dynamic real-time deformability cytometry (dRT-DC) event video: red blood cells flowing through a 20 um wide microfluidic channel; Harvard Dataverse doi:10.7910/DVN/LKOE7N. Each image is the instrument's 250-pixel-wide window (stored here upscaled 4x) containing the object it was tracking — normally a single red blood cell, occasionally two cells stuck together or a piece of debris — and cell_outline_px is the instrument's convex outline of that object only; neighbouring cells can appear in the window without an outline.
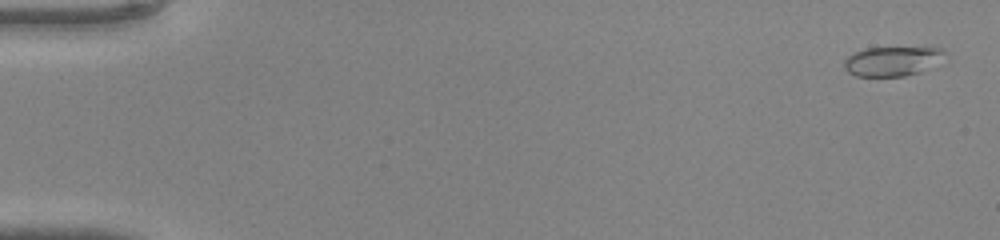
{"species": "common noctule bat (a hibernating species)", "species_latin": "Nyctalus noctula", "temperature_condition": "warm", "stored_images_in_passage": 47, "camera_frame_rate_fps": 3000, "um_per_image_px": 0.085, "animal": {"sex": "male", "body_mass_g": 20.0, "forearm_length_mm": 53.3}, "frame": {"image": 1, "passage_image": 2, "time_ms": 0.333, "image_size_px": [1000, 240], "cell_outline_px": [[944, 52], [920, 72], [904, 76], [856, 76], [848, 72], [844, 68], [844, 60], [848, 56], [864, 48], [944, 48]], "centroid_in_image_um": [75.69, 5.21], "position_along_channel_um": 9.3, "area_um2": 16.53}}
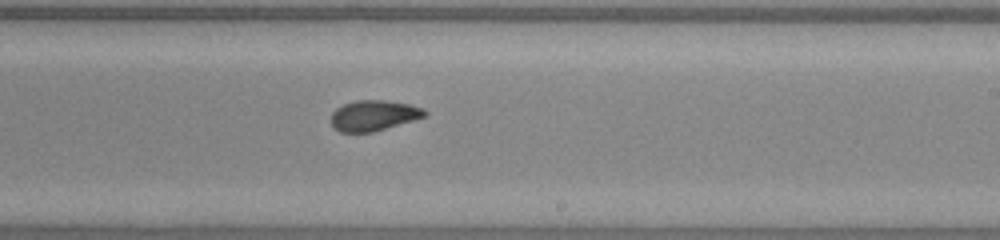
{"frame": {"image": 2, "passage_image": 29, "time_ms": 9.333, "image_size_px": [1000, 240], "cell_outline_px": [[428, 116], [372, 132], [340, 132], [332, 124], [332, 112], [336, 108], [344, 104], [356, 100], [384, 100], [408, 104], [424, 108], [428, 112]], "centroid_in_image_um": [31.8, 9.81], "position_along_channel_um": 257.2, "area_um2": 16.59}}
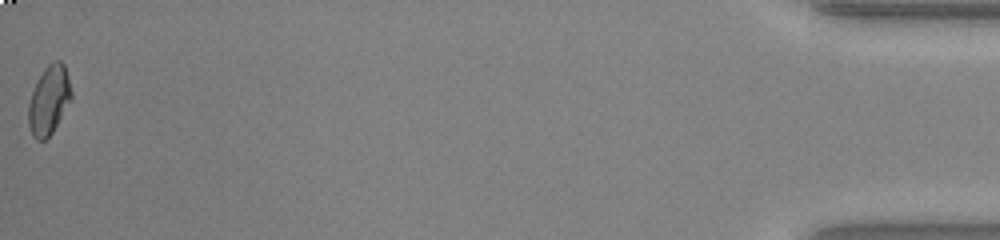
{"frame": {"image": 3, "passage_image": 47, "time_ms": 15.333, "image_size_px": [1000, 240], "cell_outline_px": [[72, 96], [52, 132], [44, 140], [36, 140], [32, 136], [28, 124], [28, 104], [36, 80], [44, 68], [52, 60], [60, 60], [64, 64], [68, 76], [72, 92]], "centroid_in_image_um": [4.14, 8.47], "position_along_channel_um": 431.1, "area_um2": 17.17}}